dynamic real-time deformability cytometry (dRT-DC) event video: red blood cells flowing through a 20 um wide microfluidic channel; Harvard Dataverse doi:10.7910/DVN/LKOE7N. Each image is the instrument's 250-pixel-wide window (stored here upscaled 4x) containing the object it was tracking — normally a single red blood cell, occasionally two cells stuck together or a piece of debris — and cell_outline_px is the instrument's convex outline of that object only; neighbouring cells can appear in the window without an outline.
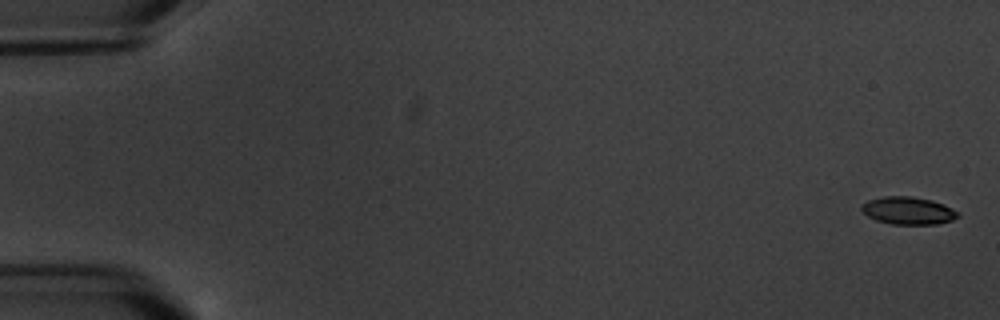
{"species": "common noctule bat (a hibernating species)", "species_latin": "Nyctalus noctula", "temperature_condition": "warm", "stored_images_in_passage": 5, "camera_frame_rate_fps": 3000, "um_per_image_px": 0.085, "animal": {"sex": "male", "body_mass_g": 20.1, "forearm_length_mm": 53.5}, "frame": {"image": 1, "passage_image": 1, "time_ms": 0.0, "image_size_px": [1000, 320], "cell_outline_px": [[960, 216], [952, 220], [936, 224], [892, 224], [876, 220], [868, 216], [860, 208], [860, 204], [868, 200], [884, 196], [912, 196], [932, 200], [944, 204], [960, 212]], "centroid_in_image_um": [77.2, 17.89], "position_along_channel_um": 7.8, "area_um2": 15.61}}
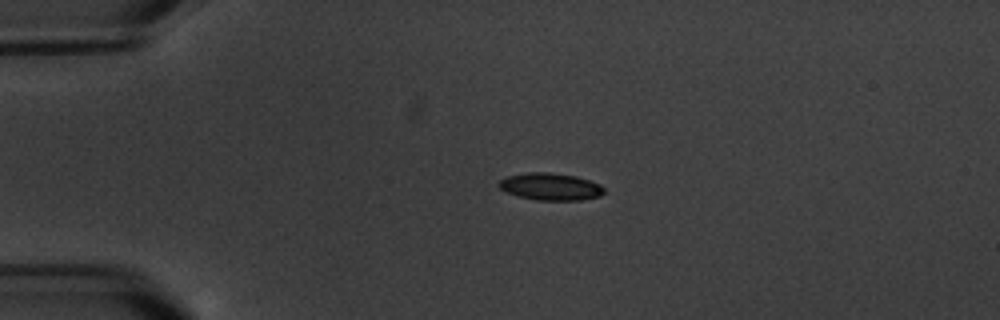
{"frame": {"image": 2, "passage_image": 4, "time_ms": 4.333, "image_size_px": [1000, 320], "cell_outline_px": [[604, 192], [600, 196], [580, 200], [536, 200], [516, 196], [500, 188], [496, 184], [500, 180], [508, 176], [528, 172], [548, 172], [576, 176], [600, 184], [604, 188]], "centroid_in_image_um": [46.78, 15.86], "position_along_channel_um": 38.2, "area_um2": 16.65}}